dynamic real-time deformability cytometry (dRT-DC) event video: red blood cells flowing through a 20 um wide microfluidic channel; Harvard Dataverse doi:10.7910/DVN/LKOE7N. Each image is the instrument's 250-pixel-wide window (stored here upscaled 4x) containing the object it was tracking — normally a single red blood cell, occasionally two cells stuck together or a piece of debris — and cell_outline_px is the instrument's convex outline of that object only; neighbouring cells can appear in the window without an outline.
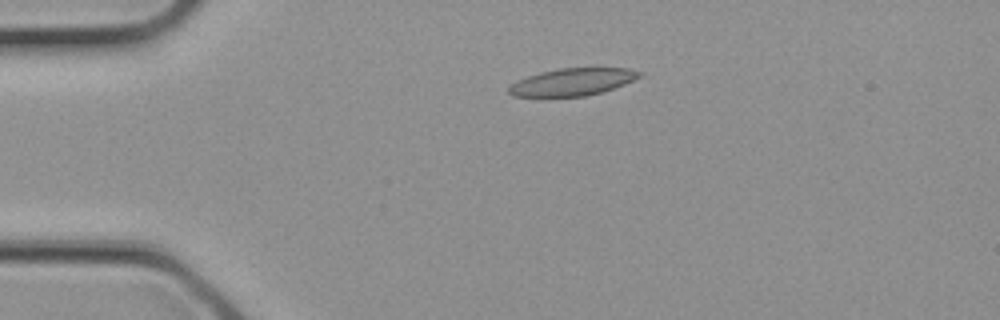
{"species": "common noctule bat (a hibernating species)", "species_latin": "Nyctalus noctula", "temperature_condition": "cold", "stored_images_in_passage": 3, "camera_frame_rate_fps": 3000, "um_per_image_px": 0.085, "animal": {"sex": "female", "body_mass_g": 21.9}, "frame": {"image": 1, "passage_image": 1, "time_ms": 0.0, "image_size_px": [1000, 320], "cell_outline_px": [[644, 76], [624, 84], [600, 92], [584, 96], [512, 96], [508, 92], [508, 88], [516, 80], [540, 72], [560, 68], [596, 64], [628, 68], [644, 72]], "centroid_in_image_um": [48.77, 6.89], "position_along_channel_um": 36.2, "area_um2": 21.68}}
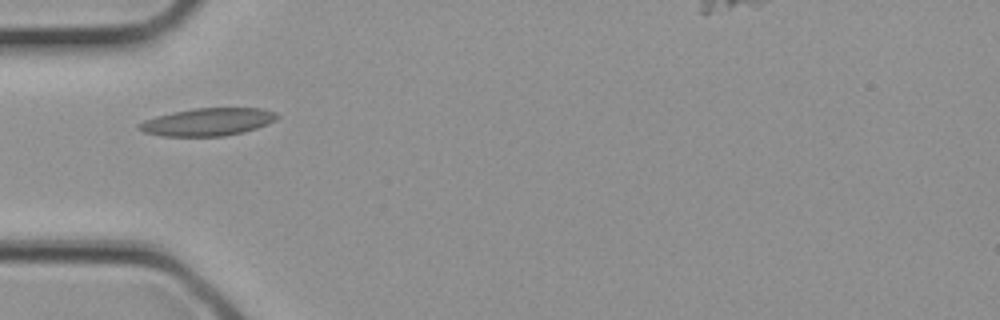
{"frame": {"image": 2, "passage_image": 2, "time_ms": 0.333, "image_size_px": [1000, 320], "cell_outline_px": [[280, 116], [276, 120], [268, 124], [256, 128], [224, 136], [160, 136], [144, 132], [136, 128], [136, 124], [144, 120], [156, 116], [172, 112], [196, 108], [260, 108], [276, 112]], "centroid_in_image_um": [17.63, 10.36], "position_along_channel_um": 67.4, "area_um2": 22.31}}